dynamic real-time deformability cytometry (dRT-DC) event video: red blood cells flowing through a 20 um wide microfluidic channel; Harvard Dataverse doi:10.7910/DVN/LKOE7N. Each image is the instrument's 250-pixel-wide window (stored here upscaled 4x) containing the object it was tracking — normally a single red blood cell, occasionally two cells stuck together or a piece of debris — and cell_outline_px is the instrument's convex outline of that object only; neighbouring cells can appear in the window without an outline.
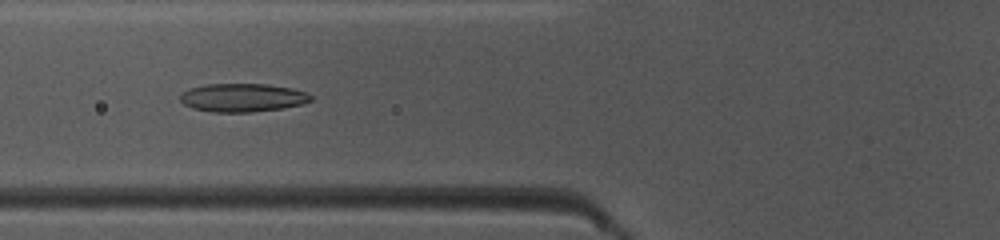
{"species": "common noctule bat (a hibernating species)", "species_latin": "Nyctalus noctula", "temperature_condition": "warm", "stored_images_in_passage": 48, "camera_frame_rate_fps": 3000, "um_per_image_px": 0.085, "animal": {"sex": "female", "body_mass_g": 10.0, "forearm_length_mm": 53.1}, "frame": {"image": 1, "passage_image": 19, "time_ms": 6.0, "image_size_px": [1000, 240], "cell_outline_px": [[312, 100], [304, 104], [280, 108], [252, 112], [212, 112], [192, 108], [184, 104], [180, 100], [180, 96], [184, 92], [192, 88], [204, 84], [268, 84], [292, 88], [308, 92], [312, 96]], "centroid_in_image_um": [20.65, 8.3], "position_along_channel_um": 105.1, "area_um2": 21.62}}
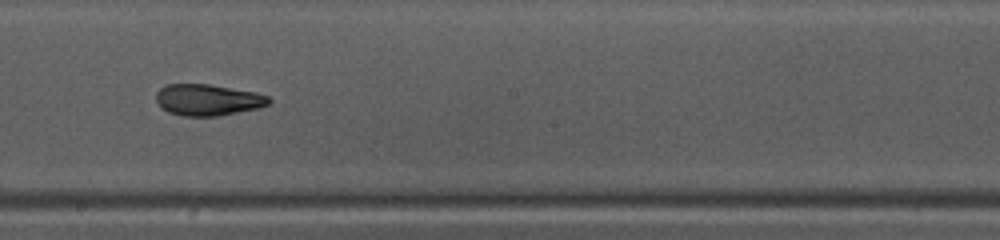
{"frame": {"image": 2, "passage_image": 28, "time_ms": 9.0, "image_size_px": [1000, 240], "cell_outline_px": [[272, 100], [268, 104], [260, 108], [220, 116], [184, 116], [168, 112], [160, 108], [156, 100], [156, 92], [164, 84], [208, 84], [256, 92], [268, 96]], "centroid_in_image_um": [17.66, 8.49], "position_along_channel_um": 230.5, "area_um2": 20.87}}
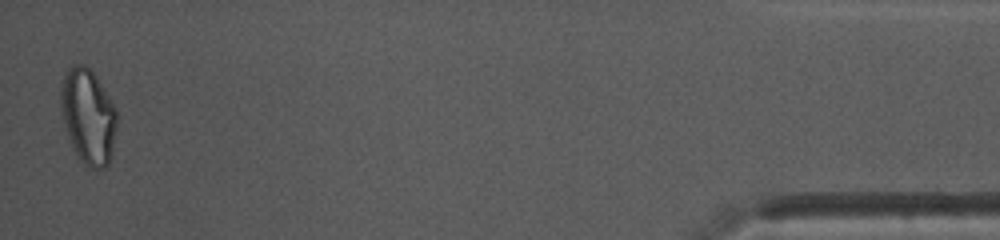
{"frame": {"image": 3, "passage_image": 48, "time_ms": 15.667, "image_size_px": [1000, 240], "cell_outline_px": [[116, 132], [112, 152], [108, 164], [104, 168], [88, 168], [80, 160], [68, 136], [64, 124], [60, 108], [60, 88], [64, 76], [68, 68], [72, 64], [84, 64], [96, 76], [116, 108]], "centroid_in_image_um": [7.48, 9.88], "position_along_channel_um": 427.7, "area_um2": 31.04}, "authors_computed_cell_mechanics": {"area_um2": 21.7617, "velocity_mm_per_s": 4.1648, "shape_relaxation_time_tau1_ms": null, "shape_relaxation_time_tau2_ms": 2.666, "deformation_change_tau1": null, "deformation_change_tau2": 0.0896}}